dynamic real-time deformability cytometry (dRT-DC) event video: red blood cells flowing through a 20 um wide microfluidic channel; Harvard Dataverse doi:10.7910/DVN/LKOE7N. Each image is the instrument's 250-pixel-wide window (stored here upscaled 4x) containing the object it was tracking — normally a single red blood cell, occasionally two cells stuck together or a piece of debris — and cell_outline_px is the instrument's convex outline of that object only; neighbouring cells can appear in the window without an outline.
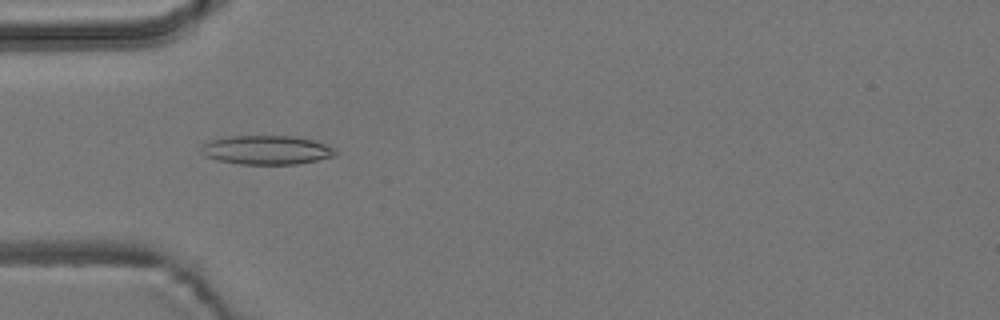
{"species": "common noctule bat (a hibernating species)", "species_latin": "Nyctalus noctula", "temperature_condition": "room temperature", "stored_images_in_passage": 5, "camera_frame_rate_fps": 3000, "um_per_image_px": 0.085, "animal": {"sex": "male", "body_mass_g": 19.2, "forearm_length_mm": 51.8}, "frame": {"image": 1, "passage_image": 4, "time_ms": 5.0, "image_size_px": [1000, 320], "cell_outline_px": [[340, 152], [336, 156], [296, 164], [240, 164], [220, 160], [204, 156], [200, 148], [200, 144], [212, 140], [228, 136], [292, 136], [312, 140], [336, 148]], "centroid_in_image_um": [22.68, 12.75], "position_along_channel_um": 62.3, "area_um2": 22.72}}